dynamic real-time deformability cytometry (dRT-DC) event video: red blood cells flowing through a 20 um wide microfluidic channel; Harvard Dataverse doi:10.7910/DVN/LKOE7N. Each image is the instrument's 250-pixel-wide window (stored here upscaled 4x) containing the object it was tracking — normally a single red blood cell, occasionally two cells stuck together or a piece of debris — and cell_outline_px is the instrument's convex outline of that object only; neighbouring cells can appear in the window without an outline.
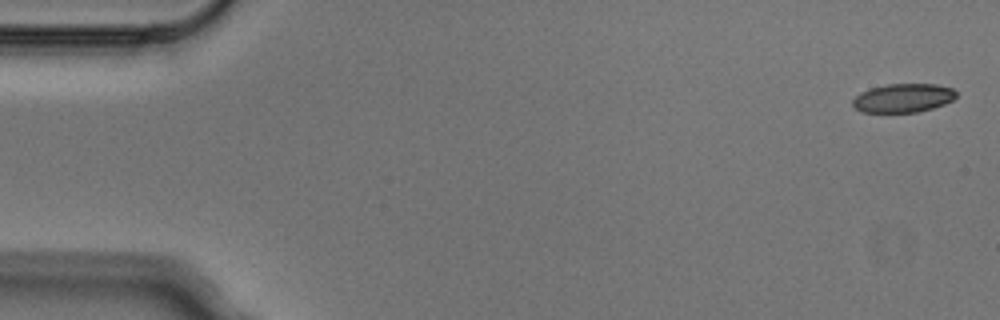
{"species": "Egyptian fruit bat (a non-hibernating species)", "species_latin": "Rousettus aegyptiacus", "temperature_condition": "cold", "stored_images_in_passage": 4, "camera_frame_rate_fps": 3000, "um_per_image_px": 0.085, "animal": {"sex": "male"}, "frame": {"image": 1, "passage_image": 1, "time_ms": 0.0, "image_size_px": [1000, 320], "cell_outline_px": [[956, 96], [952, 100], [944, 104], [932, 108], [916, 112], [860, 112], [852, 104], [852, 100], [860, 92], [872, 88], [888, 84], [936, 84], [952, 88], [956, 92]], "centroid_in_image_um": [76.76, 8.33], "position_along_channel_um": 8.2, "area_um2": 17.22}}